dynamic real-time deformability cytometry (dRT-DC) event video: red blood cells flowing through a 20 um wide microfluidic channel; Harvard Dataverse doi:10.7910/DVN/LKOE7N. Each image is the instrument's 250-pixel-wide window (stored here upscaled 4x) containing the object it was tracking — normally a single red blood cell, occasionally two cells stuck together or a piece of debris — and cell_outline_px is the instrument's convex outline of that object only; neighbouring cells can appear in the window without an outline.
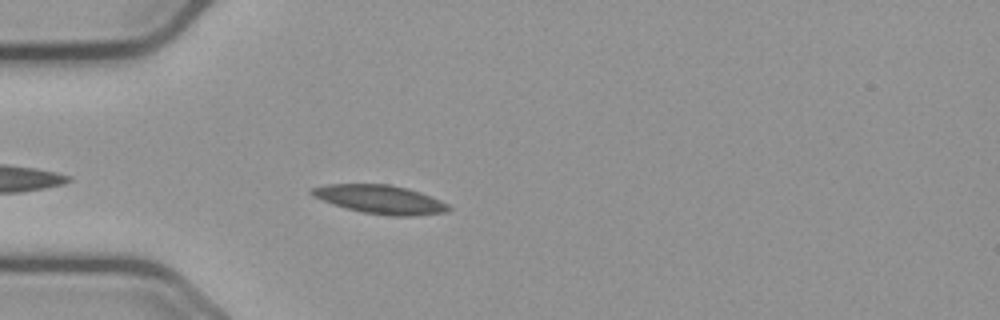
{"species": "common noctule bat (a hibernating species)", "species_latin": "Nyctalus noctula", "temperature_condition": "cold", "stored_images_in_passage": 34, "camera_frame_rate_fps": 3000, "um_per_image_px": 0.085, "animal": {"sex": "male", "body_mass_g": 23.1, "forearm_length_mm": 52.7}, "frame": {"image": 1, "passage_image": 2, "time_ms": 0.333, "image_size_px": [1000, 320], "cell_outline_px": [[452, 208], [444, 212], [412, 216], [388, 216], [364, 212], [332, 204], [312, 196], [308, 192], [308, 188], [328, 184], [388, 184], [408, 188], [420, 192], [440, 200], [448, 204]], "centroid_in_image_um": [32.28, 16.94], "position_along_channel_um": 52.7, "area_um2": 22.83}}
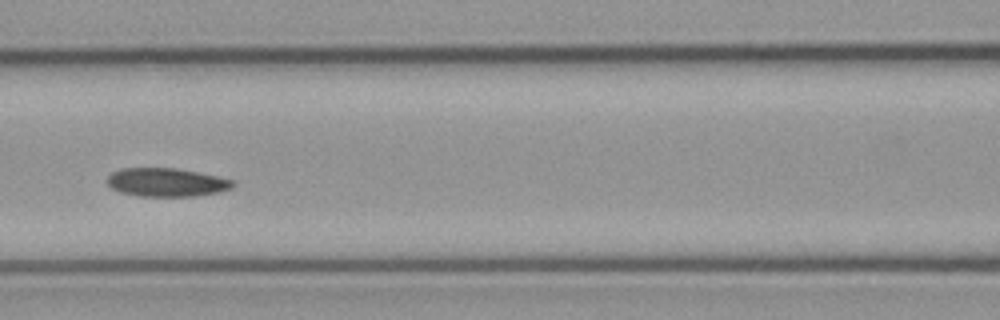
{"frame": {"image": 2, "passage_image": 11, "time_ms": 3.333, "image_size_px": [1000, 320], "cell_outline_px": [[236, 184], [232, 188], [216, 192], [192, 196], [140, 196], [120, 192], [112, 188], [108, 184], [108, 176], [112, 172], [120, 168], [176, 168], [236, 180]], "centroid_in_image_um": [14.15, 15.49], "position_along_channel_um": 152.4, "area_um2": 20.75}}
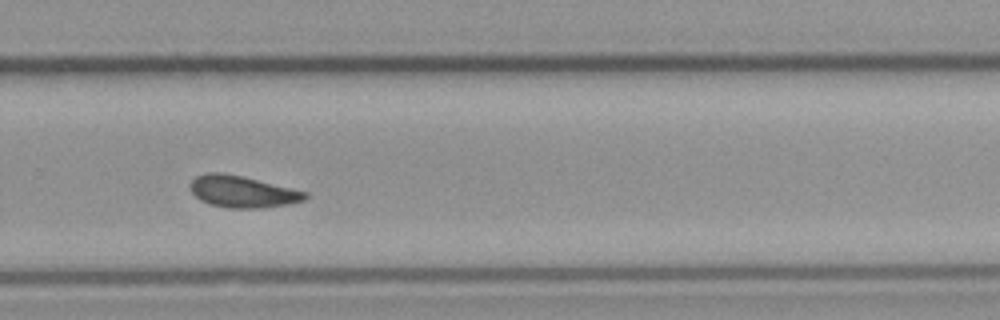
{"frame": {"image": 3, "passage_image": 24, "time_ms": 7.667, "image_size_px": [1000, 320], "cell_outline_px": [[308, 196], [304, 200], [288, 204], [264, 208], [228, 208], [212, 204], [200, 200], [192, 192], [192, 180], [196, 176], [204, 172], [224, 172], [308, 192]], "centroid_in_image_um": [20.62, 16.29], "position_along_channel_um": 309.2, "area_um2": 21.04}}